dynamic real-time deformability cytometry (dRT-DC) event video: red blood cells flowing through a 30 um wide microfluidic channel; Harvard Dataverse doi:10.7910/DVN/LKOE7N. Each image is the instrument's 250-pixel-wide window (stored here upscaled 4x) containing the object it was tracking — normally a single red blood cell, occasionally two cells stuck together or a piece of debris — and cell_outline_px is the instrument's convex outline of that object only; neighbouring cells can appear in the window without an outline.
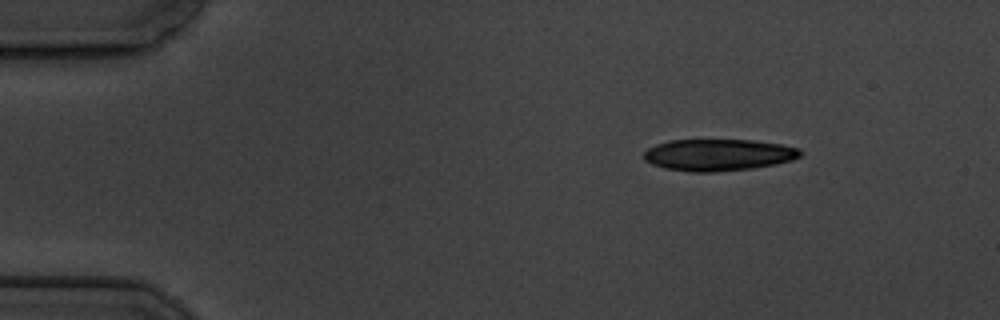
{"species": "common noctule bat (a hibernating species)", "species_latin": "Nyctalus noctula", "temperature_condition": "cold", "stored_images_in_passage": 3, "camera_frame_rate_fps": 3000, "um_per_image_px": 0.085, "animal": {"sex": "male", "body_mass_g": 19.5, "forearm_length_mm": 54.6}, "frame": {"image": 1, "passage_image": 1, "time_ms": 0.0, "image_size_px": [1000, 320], "cell_outline_px": [[804, 152], [800, 156], [792, 160], [776, 164], [752, 168], [712, 172], [692, 172], [664, 168], [652, 164], [644, 160], [644, 152], [648, 148], [656, 144], [668, 140], [752, 140], [780, 144], [800, 148]], "centroid_in_image_um": [61.07, 13.16], "position_along_channel_um": 23.9, "area_um2": 29.02}}